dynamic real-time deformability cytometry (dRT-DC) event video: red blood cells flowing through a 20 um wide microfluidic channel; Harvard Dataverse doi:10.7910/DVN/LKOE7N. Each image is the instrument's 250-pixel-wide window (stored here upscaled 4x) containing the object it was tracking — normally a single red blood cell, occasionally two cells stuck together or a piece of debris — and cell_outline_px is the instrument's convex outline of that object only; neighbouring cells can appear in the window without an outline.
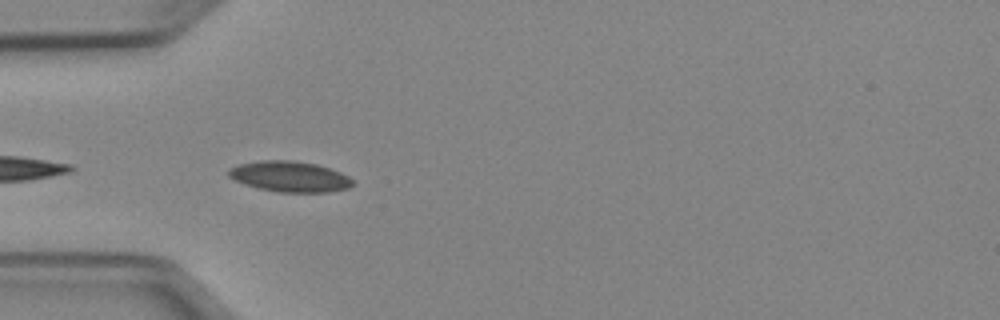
{"species": "Egyptian fruit bat (a non-hibernating species)", "species_latin": "Rousettus aegyptiacus", "temperature_condition": "cold", "stored_images_in_passage": 6, "camera_frame_rate_fps": 3000, "um_per_image_px": 0.085, "animal": {"sex": "female"}, "frame": {"image": 1, "passage_image": 2, "time_ms": 0.333, "image_size_px": [1000, 320], "cell_outline_px": [[352, 184], [348, 188], [328, 192], [280, 192], [260, 188], [244, 184], [228, 176], [228, 168], [240, 164], [260, 160], [292, 160], [316, 164], [340, 172], [348, 176], [352, 180]], "centroid_in_image_um": [24.61, 15.0], "position_along_channel_um": 60.4, "area_um2": 21.96}}